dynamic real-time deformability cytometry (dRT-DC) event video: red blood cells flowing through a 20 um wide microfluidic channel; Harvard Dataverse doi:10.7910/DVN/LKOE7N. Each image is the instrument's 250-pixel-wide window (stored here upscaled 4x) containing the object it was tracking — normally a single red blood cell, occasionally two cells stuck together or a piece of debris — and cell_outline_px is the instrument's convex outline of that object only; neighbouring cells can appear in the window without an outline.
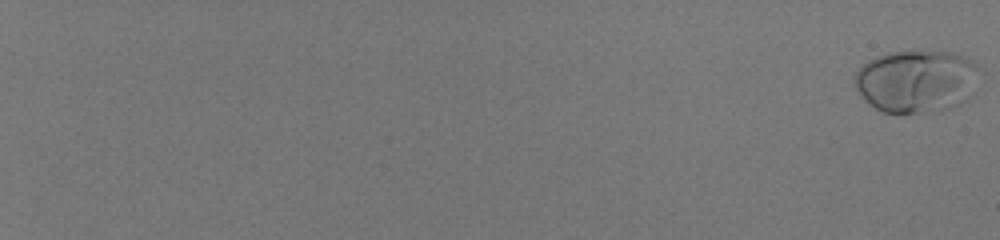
{"species": "human", "species_latin": "Homo sapiens", "temperature_condition": "room temperature", "stored_images_in_passage": 59, "camera_frame_rate_fps": 3000, "um_per_image_px": 0.085, "donor": {"sex": "male"}, "frame": {"image": 1, "passage_image": 1, "time_ms": 0.0, "image_size_px": [1000, 240], "cell_outline_px": [[976, 68], [968, 100], [960, 104], [940, 112], [884, 112], [876, 108], [860, 96], [856, 88], [856, 72], [868, 60], [876, 56], [888, 52], [924, 48], [948, 52], [972, 60], [976, 64]], "centroid_in_image_um": [77.85, 6.87], "position_along_channel_um": 7.1, "area_um2": 45.55}}
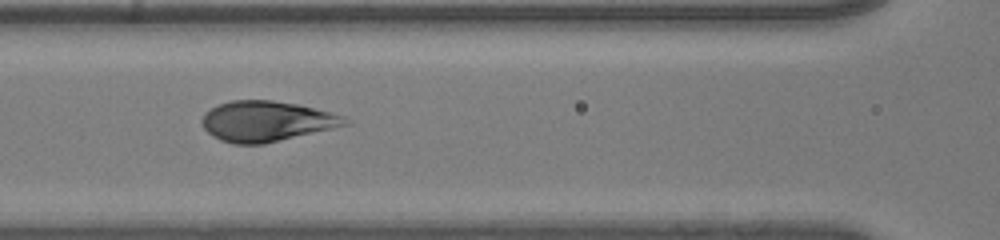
{"frame": {"image": 2, "passage_image": 34, "time_ms": 11.0, "image_size_px": [1000, 240], "cell_outline_px": [[352, 124], [264, 144], [232, 144], [220, 140], [212, 136], [204, 128], [200, 120], [204, 112], [220, 104], [232, 100], [272, 100], [296, 104], [344, 116], [352, 120]], "centroid_in_image_um": [22.65, 10.32], "position_along_channel_um": 143.9, "area_um2": 33.76}}
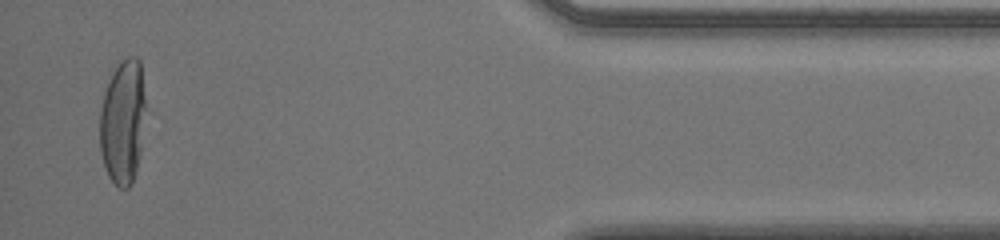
{"frame": {"image": 3, "passage_image": 58, "time_ms": 19.0, "image_size_px": [1000, 240], "cell_outline_px": [[144, 108], [140, 152], [136, 168], [132, 180], [128, 188], [120, 188], [108, 176], [104, 164], [100, 148], [100, 112], [104, 92], [112, 72], [128, 56], [136, 56], [140, 60], [144, 96]], "centroid_in_image_um": [10.42, 10.34], "position_along_channel_um": 424.8, "area_um2": 32.54}, "authors_computed_cell_mechanics": {"area_um2": 35.8938, "velocity_mm_per_s": 4.0183, "shape_relaxation_time_tau1_ms": 4.5388, "shape_relaxation_time_tau2_ms": null, "deformation_change_tau1": 0.2244, "deformation_change_tau2": null}}